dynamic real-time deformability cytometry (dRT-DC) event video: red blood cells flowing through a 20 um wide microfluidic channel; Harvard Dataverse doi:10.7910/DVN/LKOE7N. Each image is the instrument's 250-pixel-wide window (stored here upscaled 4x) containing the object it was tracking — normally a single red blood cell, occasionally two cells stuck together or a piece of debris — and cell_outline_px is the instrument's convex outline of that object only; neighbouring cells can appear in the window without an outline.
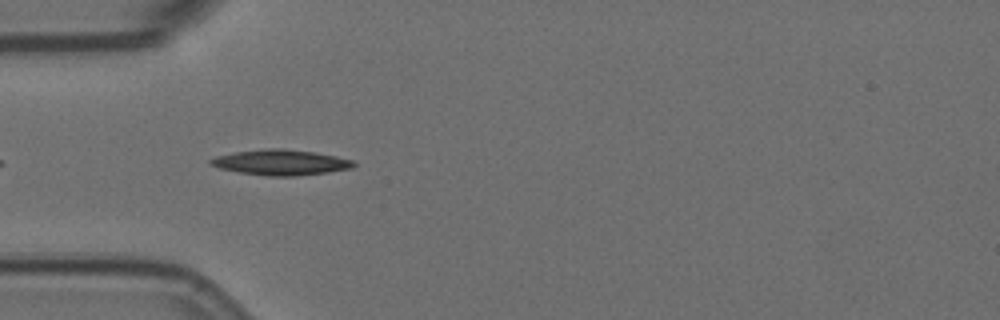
{"species": "Egyptian fruit bat (a non-hibernating species)", "species_latin": "Rousettus aegyptiacus", "temperature_condition": "room temperature", "stored_images_in_passage": 43, "camera_frame_rate_fps": 3000, "um_per_image_px": 0.085, "animal": {"sex": "female"}, "frame": {"image": 1, "passage_image": 3, "time_ms": 0.667, "image_size_px": [1000, 320], "cell_outline_px": [[356, 164], [352, 168], [328, 172], [296, 176], [268, 176], [240, 172], [220, 168], [208, 164], [208, 160], [216, 156], [236, 152], [268, 148], [284, 148], [316, 152], [356, 160]], "centroid_in_image_um": [23.9, 13.8], "position_along_channel_um": 61.1, "area_um2": 21.33}}
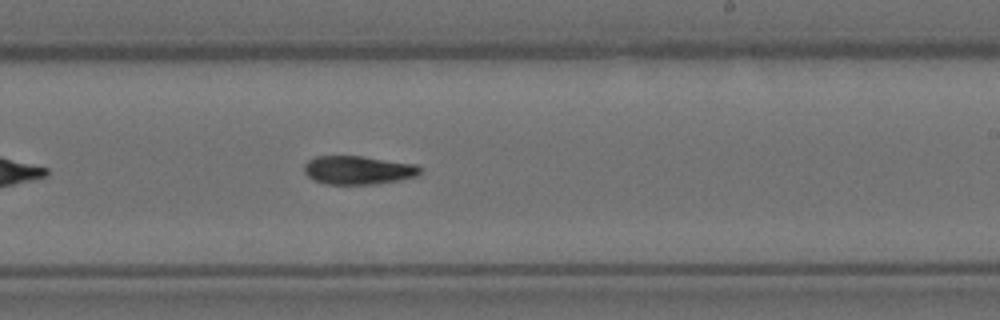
{"frame": {"image": 2, "passage_image": 20, "time_ms": 6.333, "image_size_px": [1000, 320], "cell_outline_px": [[424, 168], [416, 176], [396, 180], [372, 184], [324, 184], [312, 180], [304, 172], [304, 164], [308, 160], [316, 156], [364, 156], [416, 164]], "centroid_in_image_um": [30.42, 14.45], "position_along_channel_um": 258.6, "area_um2": 19.36}}
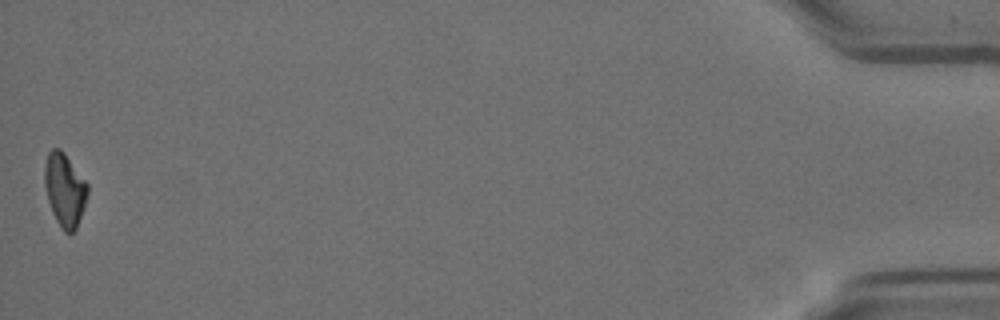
{"frame": {"image": 3, "passage_image": 43, "time_ms": 14.0, "image_size_px": [1000, 320], "cell_outline_px": [[88, 192], [76, 228], [72, 232], [64, 232], [60, 228], [52, 212], [48, 200], [44, 184], [44, 164], [48, 152], [52, 148], [60, 148], [64, 152], [88, 184]], "centroid_in_image_um": [5.47, 16.1], "position_along_channel_um": 429.7, "area_um2": 18.21}, "authors_computed_cell_mechanics": {"area_um2": 19.2474, "velocity_mm_per_s": 3.5087, "shape_relaxation_time_tau1_ms": 10.3248, "shape_relaxation_time_tau2_ms": 9.127, "deformation_change_tau1": 0.2336, "deformation_change_tau2": 0.1569}}